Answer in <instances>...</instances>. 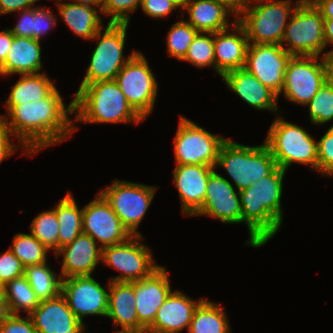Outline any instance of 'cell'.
<instances>
[{
	"label": "cell",
	"instance_id": "91938a15",
	"mask_svg": "<svg viewBox=\"0 0 333 333\" xmlns=\"http://www.w3.org/2000/svg\"><path fill=\"white\" fill-rule=\"evenodd\" d=\"M4 286L0 283V291H3Z\"/></svg>",
	"mask_w": 333,
	"mask_h": 333
},
{
	"label": "cell",
	"instance_id": "f546056e",
	"mask_svg": "<svg viewBox=\"0 0 333 333\" xmlns=\"http://www.w3.org/2000/svg\"><path fill=\"white\" fill-rule=\"evenodd\" d=\"M56 216L59 223L58 250L73 242L83 233L82 208L76 203L72 192H68L55 207Z\"/></svg>",
	"mask_w": 333,
	"mask_h": 333
},
{
	"label": "cell",
	"instance_id": "8fae6325",
	"mask_svg": "<svg viewBox=\"0 0 333 333\" xmlns=\"http://www.w3.org/2000/svg\"><path fill=\"white\" fill-rule=\"evenodd\" d=\"M127 102L145 121L157 101L158 81L143 53L137 51L115 77Z\"/></svg>",
	"mask_w": 333,
	"mask_h": 333
},
{
	"label": "cell",
	"instance_id": "94428289",
	"mask_svg": "<svg viewBox=\"0 0 333 333\" xmlns=\"http://www.w3.org/2000/svg\"><path fill=\"white\" fill-rule=\"evenodd\" d=\"M92 1H96V2H99V3H100L102 0H92Z\"/></svg>",
	"mask_w": 333,
	"mask_h": 333
},
{
	"label": "cell",
	"instance_id": "ab89813d",
	"mask_svg": "<svg viewBox=\"0 0 333 333\" xmlns=\"http://www.w3.org/2000/svg\"><path fill=\"white\" fill-rule=\"evenodd\" d=\"M317 172L323 177H333V126L318 141Z\"/></svg>",
	"mask_w": 333,
	"mask_h": 333
},
{
	"label": "cell",
	"instance_id": "f1b7e54d",
	"mask_svg": "<svg viewBox=\"0 0 333 333\" xmlns=\"http://www.w3.org/2000/svg\"><path fill=\"white\" fill-rule=\"evenodd\" d=\"M55 88L56 85L45 72L20 75L19 80L12 85L8 99L4 102L6 113L14 106L43 99Z\"/></svg>",
	"mask_w": 333,
	"mask_h": 333
},
{
	"label": "cell",
	"instance_id": "4dcf8cb0",
	"mask_svg": "<svg viewBox=\"0 0 333 333\" xmlns=\"http://www.w3.org/2000/svg\"><path fill=\"white\" fill-rule=\"evenodd\" d=\"M205 298L195 309L188 333H232L225 308Z\"/></svg>",
	"mask_w": 333,
	"mask_h": 333
},
{
	"label": "cell",
	"instance_id": "7bdbcfd3",
	"mask_svg": "<svg viewBox=\"0 0 333 333\" xmlns=\"http://www.w3.org/2000/svg\"><path fill=\"white\" fill-rule=\"evenodd\" d=\"M141 9L147 16L160 19L182 8L173 0H142Z\"/></svg>",
	"mask_w": 333,
	"mask_h": 333
},
{
	"label": "cell",
	"instance_id": "680465c9",
	"mask_svg": "<svg viewBox=\"0 0 333 333\" xmlns=\"http://www.w3.org/2000/svg\"><path fill=\"white\" fill-rule=\"evenodd\" d=\"M302 1L307 3H314L316 0H302Z\"/></svg>",
	"mask_w": 333,
	"mask_h": 333
},
{
	"label": "cell",
	"instance_id": "7dc6e473",
	"mask_svg": "<svg viewBox=\"0 0 333 333\" xmlns=\"http://www.w3.org/2000/svg\"><path fill=\"white\" fill-rule=\"evenodd\" d=\"M40 0H0V16L35 7Z\"/></svg>",
	"mask_w": 333,
	"mask_h": 333
},
{
	"label": "cell",
	"instance_id": "cb8c5ba5",
	"mask_svg": "<svg viewBox=\"0 0 333 333\" xmlns=\"http://www.w3.org/2000/svg\"><path fill=\"white\" fill-rule=\"evenodd\" d=\"M231 92L254 109L280 114L278 96L245 68L229 71L221 77Z\"/></svg>",
	"mask_w": 333,
	"mask_h": 333
},
{
	"label": "cell",
	"instance_id": "ba28073f",
	"mask_svg": "<svg viewBox=\"0 0 333 333\" xmlns=\"http://www.w3.org/2000/svg\"><path fill=\"white\" fill-rule=\"evenodd\" d=\"M281 46L291 56L327 58V52L323 51L327 49L324 40V18L314 3H299L285 28Z\"/></svg>",
	"mask_w": 333,
	"mask_h": 333
},
{
	"label": "cell",
	"instance_id": "ffe728a7",
	"mask_svg": "<svg viewBox=\"0 0 333 333\" xmlns=\"http://www.w3.org/2000/svg\"><path fill=\"white\" fill-rule=\"evenodd\" d=\"M204 299L195 300L177 289L172 291L145 333H182L184 329L188 330L195 309Z\"/></svg>",
	"mask_w": 333,
	"mask_h": 333
},
{
	"label": "cell",
	"instance_id": "d590c367",
	"mask_svg": "<svg viewBox=\"0 0 333 333\" xmlns=\"http://www.w3.org/2000/svg\"><path fill=\"white\" fill-rule=\"evenodd\" d=\"M198 31L186 20L173 23L166 37L167 55L182 60Z\"/></svg>",
	"mask_w": 333,
	"mask_h": 333
},
{
	"label": "cell",
	"instance_id": "30bf717a",
	"mask_svg": "<svg viewBox=\"0 0 333 333\" xmlns=\"http://www.w3.org/2000/svg\"><path fill=\"white\" fill-rule=\"evenodd\" d=\"M143 235H132L126 241L102 248L101 261L120 274L110 281L133 282L148 277L160 265L150 247L143 243Z\"/></svg>",
	"mask_w": 333,
	"mask_h": 333
},
{
	"label": "cell",
	"instance_id": "603a6c76",
	"mask_svg": "<svg viewBox=\"0 0 333 333\" xmlns=\"http://www.w3.org/2000/svg\"><path fill=\"white\" fill-rule=\"evenodd\" d=\"M181 10L183 18L188 13L186 21L198 32L223 31L237 21V12L222 0H189ZM230 16L232 21L228 19Z\"/></svg>",
	"mask_w": 333,
	"mask_h": 333
},
{
	"label": "cell",
	"instance_id": "5bb4252c",
	"mask_svg": "<svg viewBox=\"0 0 333 333\" xmlns=\"http://www.w3.org/2000/svg\"><path fill=\"white\" fill-rule=\"evenodd\" d=\"M109 282L106 287L93 276H73L62 279L61 295L70 310L82 322L87 316L107 317Z\"/></svg>",
	"mask_w": 333,
	"mask_h": 333
},
{
	"label": "cell",
	"instance_id": "2e32d148",
	"mask_svg": "<svg viewBox=\"0 0 333 333\" xmlns=\"http://www.w3.org/2000/svg\"><path fill=\"white\" fill-rule=\"evenodd\" d=\"M291 55L281 45L249 43L244 68L280 97Z\"/></svg>",
	"mask_w": 333,
	"mask_h": 333
},
{
	"label": "cell",
	"instance_id": "44dd1931",
	"mask_svg": "<svg viewBox=\"0 0 333 333\" xmlns=\"http://www.w3.org/2000/svg\"><path fill=\"white\" fill-rule=\"evenodd\" d=\"M92 237L80 234L73 242L61 247L54 255H63L60 275L62 279L73 276H92L101 261L102 248Z\"/></svg>",
	"mask_w": 333,
	"mask_h": 333
},
{
	"label": "cell",
	"instance_id": "e0dca14e",
	"mask_svg": "<svg viewBox=\"0 0 333 333\" xmlns=\"http://www.w3.org/2000/svg\"><path fill=\"white\" fill-rule=\"evenodd\" d=\"M194 216L216 218L223 224L242 223V204L232 182L217 173L210 174L202 208Z\"/></svg>",
	"mask_w": 333,
	"mask_h": 333
},
{
	"label": "cell",
	"instance_id": "816d5d0a",
	"mask_svg": "<svg viewBox=\"0 0 333 333\" xmlns=\"http://www.w3.org/2000/svg\"><path fill=\"white\" fill-rule=\"evenodd\" d=\"M10 308L3 291H0V326L11 316Z\"/></svg>",
	"mask_w": 333,
	"mask_h": 333
},
{
	"label": "cell",
	"instance_id": "f5cc1de1",
	"mask_svg": "<svg viewBox=\"0 0 333 333\" xmlns=\"http://www.w3.org/2000/svg\"><path fill=\"white\" fill-rule=\"evenodd\" d=\"M328 80L333 84V58H328Z\"/></svg>",
	"mask_w": 333,
	"mask_h": 333
},
{
	"label": "cell",
	"instance_id": "b9f144b4",
	"mask_svg": "<svg viewBox=\"0 0 333 333\" xmlns=\"http://www.w3.org/2000/svg\"><path fill=\"white\" fill-rule=\"evenodd\" d=\"M57 18L50 8H45L42 6L34 7V30L33 38L42 40V36L56 26Z\"/></svg>",
	"mask_w": 333,
	"mask_h": 333
},
{
	"label": "cell",
	"instance_id": "6da1fadb",
	"mask_svg": "<svg viewBox=\"0 0 333 333\" xmlns=\"http://www.w3.org/2000/svg\"><path fill=\"white\" fill-rule=\"evenodd\" d=\"M73 100L65 105L57 87L46 97L14 106L0 119L33 156L44 148L68 140L79 127L73 123Z\"/></svg>",
	"mask_w": 333,
	"mask_h": 333
},
{
	"label": "cell",
	"instance_id": "9a60e30c",
	"mask_svg": "<svg viewBox=\"0 0 333 333\" xmlns=\"http://www.w3.org/2000/svg\"><path fill=\"white\" fill-rule=\"evenodd\" d=\"M94 198L82 208L83 233L92 237L101 248L130 238L132 235L106 199L99 192Z\"/></svg>",
	"mask_w": 333,
	"mask_h": 333
},
{
	"label": "cell",
	"instance_id": "9f6ffc18",
	"mask_svg": "<svg viewBox=\"0 0 333 333\" xmlns=\"http://www.w3.org/2000/svg\"><path fill=\"white\" fill-rule=\"evenodd\" d=\"M113 333H139V332L133 330H123L119 328L117 331H113Z\"/></svg>",
	"mask_w": 333,
	"mask_h": 333
},
{
	"label": "cell",
	"instance_id": "4fadbf2b",
	"mask_svg": "<svg viewBox=\"0 0 333 333\" xmlns=\"http://www.w3.org/2000/svg\"><path fill=\"white\" fill-rule=\"evenodd\" d=\"M327 80L328 58L291 56L280 94L286 101L306 107Z\"/></svg>",
	"mask_w": 333,
	"mask_h": 333
},
{
	"label": "cell",
	"instance_id": "d6986e66",
	"mask_svg": "<svg viewBox=\"0 0 333 333\" xmlns=\"http://www.w3.org/2000/svg\"><path fill=\"white\" fill-rule=\"evenodd\" d=\"M216 168L208 165H176L172 171L173 181L180 197L182 212L194 216L203 206L206 185Z\"/></svg>",
	"mask_w": 333,
	"mask_h": 333
},
{
	"label": "cell",
	"instance_id": "7402d4cb",
	"mask_svg": "<svg viewBox=\"0 0 333 333\" xmlns=\"http://www.w3.org/2000/svg\"><path fill=\"white\" fill-rule=\"evenodd\" d=\"M29 316L38 333H81L86 329V324L74 315L61 294L40 301Z\"/></svg>",
	"mask_w": 333,
	"mask_h": 333
},
{
	"label": "cell",
	"instance_id": "f907efd6",
	"mask_svg": "<svg viewBox=\"0 0 333 333\" xmlns=\"http://www.w3.org/2000/svg\"><path fill=\"white\" fill-rule=\"evenodd\" d=\"M314 4L324 19H333V0H316Z\"/></svg>",
	"mask_w": 333,
	"mask_h": 333
},
{
	"label": "cell",
	"instance_id": "7a4b0ae2",
	"mask_svg": "<svg viewBox=\"0 0 333 333\" xmlns=\"http://www.w3.org/2000/svg\"><path fill=\"white\" fill-rule=\"evenodd\" d=\"M284 169L276 167L249 188L239 191L242 223L247 226L246 244L260 248L271 240L283 225L282 195Z\"/></svg>",
	"mask_w": 333,
	"mask_h": 333
},
{
	"label": "cell",
	"instance_id": "f6af8a7d",
	"mask_svg": "<svg viewBox=\"0 0 333 333\" xmlns=\"http://www.w3.org/2000/svg\"><path fill=\"white\" fill-rule=\"evenodd\" d=\"M12 136L13 135L5 127V125L3 124V122L0 119V163L3 162L5 159H8L9 156L14 154L20 148H22V150H23V153L21 154V156L22 155H24V156L29 155V156L32 157V155L19 142H17V144H14V143L11 142L12 141V139H11Z\"/></svg>",
	"mask_w": 333,
	"mask_h": 333
},
{
	"label": "cell",
	"instance_id": "c3c4849f",
	"mask_svg": "<svg viewBox=\"0 0 333 333\" xmlns=\"http://www.w3.org/2000/svg\"><path fill=\"white\" fill-rule=\"evenodd\" d=\"M14 35L7 27L0 31V63L2 64L8 54V51L12 45Z\"/></svg>",
	"mask_w": 333,
	"mask_h": 333
},
{
	"label": "cell",
	"instance_id": "d4e9b609",
	"mask_svg": "<svg viewBox=\"0 0 333 333\" xmlns=\"http://www.w3.org/2000/svg\"><path fill=\"white\" fill-rule=\"evenodd\" d=\"M229 32V33H228ZM249 40L236 21L230 28L214 33L215 71L221 77L232 70L244 68Z\"/></svg>",
	"mask_w": 333,
	"mask_h": 333
},
{
	"label": "cell",
	"instance_id": "277c9868",
	"mask_svg": "<svg viewBox=\"0 0 333 333\" xmlns=\"http://www.w3.org/2000/svg\"><path fill=\"white\" fill-rule=\"evenodd\" d=\"M218 166L226 171L239 192L269 175L277 164L264 142L248 146L227 137L219 149L215 168Z\"/></svg>",
	"mask_w": 333,
	"mask_h": 333
},
{
	"label": "cell",
	"instance_id": "d6a6232c",
	"mask_svg": "<svg viewBox=\"0 0 333 333\" xmlns=\"http://www.w3.org/2000/svg\"><path fill=\"white\" fill-rule=\"evenodd\" d=\"M3 293L13 315H20L21 311L29 315L40 303L25 276L8 282Z\"/></svg>",
	"mask_w": 333,
	"mask_h": 333
},
{
	"label": "cell",
	"instance_id": "6125c7cd",
	"mask_svg": "<svg viewBox=\"0 0 333 333\" xmlns=\"http://www.w3.org/2000/svg\"><path fill=\"white\" fill-rule=\"evenodd\" d=\"M81 333H91V332H85V329Z\"/></svg>",
	"mask_w": 333,
	"mask_h": 333
},
{
	"label": "cell",
	"instance_id": "484cf974",
	"mask_svg": "<svg viewBox=\"0 0 333 333\" xmlns=\"http://www.w3.org/2000/svg\"><path fill=\"white\" fill-rule=\"evenodd\" d=\"M59 16L76 36L91 40L103 29L101 6L92 0H55Z\"/></svg>",
	"mask_w": 333,
	"mask_h": 333
},
{
	"label": "cell",
	"instance_id": "e575fe53",
	"mask_svg": "<svg viewBox=\"0 0 333 333\" xmlns=\"http://www.w3.org/2000/svg\"><path fill=\"white\" fill-rule=\"evenodd\" d=\"M30 233L49 250L58 251L59 223L54 208L42 211L30 224Z\"/></svg>",
	"mask_w": 333,
	"mask_h": 333
},
{
	"label": "cell",
	"instance_id": "8992f818",
	"mask_svg": "<svg viewBox=\"0 0 333 333\" xmlns=\"http://www.w3.org/2000/svg\"><path fill=\"white\" fill-rule=\"evenodd\" d=\"M301 1H256L237 13V22L244 28L249 43L281 45L289 19Z\"/></svg>",
	"mask_w": 333,
	"mask_h": 333
},
{
	"label": "cell",
	"instance_id": "3957f363",
	"mask_svg": "<svg viewBox=\"0 0 333 333\" xmlns=\"http://www.w3.org/2000/svg\"><path fill=\"white\" fill-rule=\"evenodd\" d=\"M73 97V123H126L144 120L134 111L115 80L79 85Z\"/></svg>",
	"mask_w": 333,
	"mask_h": 333
},
{
	"label": "cell",
	"instance_id": "6f0895ef",
	"mask_svg": "<svg viewBox=\"0 0 333 333\" xmlns=\"http://www.w3.org/2000/svg\"><path fill=\"white\" fill-rule=\"evenodd\" d=\"M176 2L181 8L189 1V0H173Z\"/></svg>",
	"mask_w": 333,
	"mask_h": 333
},
{
	"label": "cell",
	"instance_id": "f35d334b",
	"mask_svg": "<svg viewBox=\"0 0 333 333\" xmlns=\"http://www.w3.org/2000/svg\"><path fill=\"white\" fill-rule=\"evenodd\" d=\"M142 0H102L100 2L102 14L110 16L108 23H129L130 16L139 7Z\"/></svg>",
	"mask_w": 333,
	"mask_h": 333
},
{
	"label": "cell",
	"instance_id": "681fc988",
	"mask_svg": "<svg viewBox=\"0 0 333 333\" xmlns=\"http://www.w3.org/2000/svg\"><path fill=\"white\" fill-rule=\"evenodd\" d=\"M324 40L327 47H333V19H324ZM327 52V58H333V48Z\"/></svg>",
	"mask_w": 333,
	"mask_h": 333
},
{
	"label": "cell",
	"instance_id": "8d00e7d4",
	"mask_svg": "<svg viewBox=\"0 0 333 333\" xmlns=\"http://www.w3.org/2000/svg\"><path fill=\"white\" fill-rule=\"evenodd\" d=\"M181 61L199 68L211 66L215 70L214 33L198 32Z\"/></svg>",
	"mask_w": 333,
	"mask_h": 333
},
{
	"label": "cell",
	"instance_id": "60d3db41",
	"mask_svg": "<svg viewBox=\"0 0 333 333\" xmlns=\"http://www.w3.org/2000/svg\"><path fill=\"white\" fill-rule=\"evenodd\" d=\"M24 271L25 267L10 248L0 254V283L3 286L13 279L24 276Z\"/></svg>",
	"mask_w": 333,
	"mask_h": 333
},
{
	"label": "cell",
	"instance_id": "db71d44e",
	"mask_svg": "<svg viewBox=\"0 0 333 333\" xmlns=\"http://www.w3.org/2000/svg\"><path fill=\"white\" fill-rule=\"evenodd\" d=\"M232 7L237 13L239 12V0H222Z\"/></svg>",
	"mask_w": 333,
	"mask_h": 333
},
{
	"label": "cell",
	"instance_id": "52a82bcc",
	"mask_svg": "<svg viewBox=\"0 0 333 333\" xmlns=\"http://www.w3.org/2000/svg\"><path fill=\"white\" fill-rule=\"evenodd\" d=\"M128 25L129 23H107L91 39V41L98 42L91 54L85 77L80 85L115 80L123 66L137 52L133 49L128 57L124 56Z\"/></svg>",
	"mask_w": 333,
	"mask_h": 333
},
{
	"label": "cell",
	"instance_id": "4316f807",
	"mask_svg": "<svg viewBox=\"0 0 333 333\" xmlns=\"http://www.w3.org/2000/svg\"><path fill=\"white\" fill-rule=\"evenodd\" d=\"M135 300L134 281H109L107 318L113 320L112 326L139 333L146 332V329L139 323Z\"/></svg>",
	"mask_w": 333,
	"mask_h": 333
},
{
	"label": "cell",
	"instance_id": "ac0fdd59",
	"mask_svg": "<svg viewBox=\"0 0 333 333\" xmlns=\"http://www.w3.org/2000/svg\"><path fill=\"white\" fill-rule=\"evenodd\" d=\"M160 265L148 277L134 281L135 307L139 323L147 330L155 319L159 307L173 291L169 274Z\"/></svg>",
	"mask_w": 333,
	"mask_h": 333
},
{
	"label": "cell",
	"instance_id": "74e56055",
	"mask_svg": "<svg viewBox=\"0 0 333 333\" xmlns=\"http://www.w3.org/2000/svg\"><path fill=\"white\" fill-rule=\"evenodd\" d=\"M306 106L309 120L314 126H322L333 120V84L327 80Z\"/></svg>",
	"mask_w": 333,
	"mask_h": 333
},
{
	"label": "cell",
	"instance_id": "bcb514c9",
	"mask_svg": "<svg viewBox=\"0 0 333 333\" xmlns=\"http://www.w3.org/2000/svg\"><path fill=\"white\" fill-rule=\"evenodd\" d=\"M20 15L17 24L9 28L14 36L33 38L34 7L18 12Z\"/></svg>",
	"mask_w": 333,
	"mask_h": 333
},
{
	"label": "cell",
	"instance_id": "ee69618b",
	"mask_svg": "<svg viewBox=\"0 0 333 333\" xmlns=\"http://www.w3.org/2000/svg\"><path fill=\"white\" fill-rule=\"evenodd\" d=\"M0 333H38L29 315H11L0 326Z\"/></svg>",
	"mask_w": 333,
	"mask_h": 333
},
{
	"label": "cell",
	"instance_id": "1f68e13d",
	"mask_svg": "<svg viewBox=\"0 0 333 333\" xmlns=\"http://www.w3.org/2000/svg\"><path fill=\"white\" fill-rule=\"evenodd\" d=\"M48 262L25 267L24 276L39 301L54 299L61 294L62 277L56 275Z\"/></svg>",
	"mask_w": 333,
	"mask_h": 333
},
{
	"label": "cell",
	"instance_id": "11a10c76",
	"mask_svg": "<svg viewBox=\"0 0 333 333\" xmlns=\"http://www.w3.org/2000/svg\"><path fill=\"white\" fill-rule=\"evenodd\" d=\"M256 1H261V0H239V11L246 6L247 4L256 2Z\"/></svg>",
	"mask_w": 333,
	"mask_h": 333
},
{
	"label": "cell",
	"instance_id": "5b68a950",
	"mask_svg": "<svg viewBox=\"0 0 333 333\" xmlns=\"http://www.w3.org/2000/svg\"><path fill=\"white\" fill-rule=\"evenodd\" d=\"M266 146L270 149L278 167L288 170L294 163L309 165L317 172L318 140H315L305 128L285 121L277 114L271 123L266 138Z\"/></svg>",
	"mask_w": 333,
	"mask_h": 333
},
{
	"label": "cell",
	"instance_id": "9c48e42d",
	"mask_svg": "<svg viewBox=\"0 0 333 333\" xmlns=\"http://www.w3.org/2000/svg\"><path fill=\"white\" fill-rule=\"evenodd\" d=\"M157 187L114 179L99 192L118 215L131 235H142L138 226L149 209Z\"/></svg>",
	"mask_w": 333,
	"mask_h": 333
},
{
	"label": "cell",
	"instance_id": "836d02e7",
	"mask_svg": "<svg viewBox=\"0 0 333 333\" xmlns=\"http://www.w3.org/2000/svg\"><path fill=\"white\" fill-rule=\"evenodd\" d=\"M9 248L24 267L48 261L47 255L50 250L31 233L15 234Z\"/></svg>",
	"mask_w": 333,
	"mask_h": 333
},
{
	"label": "cell",
	"instance_id": "7c38bea8",
	"mask_svg": "<svg viewBox=\"0 0 333 333\" xmlns=\"http://www.w3.org/2000/svg\"><path fill=\"white\" fill-rule=\"evenodd\" d=\"M226 139L207 131L187 117L180 116L173 141L175 163L215 168L220 146Z\"/></svg>",
	"mask_w": 333,
	"mask_h": 333
},
{
	"label": "cell",
	"instance_id": "83f0119b",
	"mask_svg": "<svg viewBox=\"0 0 333 333\" xmlns=\"http://www.w3.org/2000/svg\"><path fill=\"white\" fill-rule=\"evenodd\" d=\"M41 55V40L14 36L8 54L1 64V76L46 72L43 71Z\"/></svg>",
	"mask_w": 333,
	"mask_h": 333
}]
</instances>
